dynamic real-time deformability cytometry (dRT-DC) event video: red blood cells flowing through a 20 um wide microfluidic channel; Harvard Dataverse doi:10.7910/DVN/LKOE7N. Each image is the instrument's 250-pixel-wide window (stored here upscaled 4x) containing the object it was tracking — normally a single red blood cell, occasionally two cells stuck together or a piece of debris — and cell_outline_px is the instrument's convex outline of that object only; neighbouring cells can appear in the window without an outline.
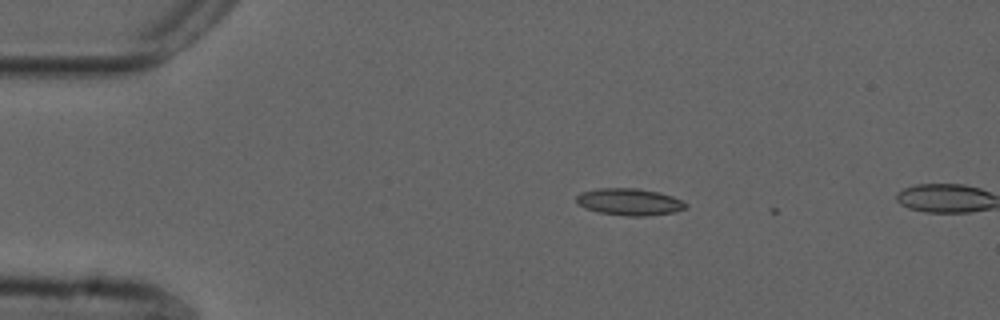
{"species": "common noctule bat (a hibernating species)", "species_latin": "Nyctalus noctula", "temperature_condition": "cold", "stored_images_in_passage": 2, "camera_frame_rate_fps": 3000, "um_per_image_px": 0.085, "animal": {"sex": "male", "forearm_length_mm": 52.5}, "frame": {"image": 1, "passage_image": 1, "time_ms": 0.0, "image_size_px": [1000, 320], "cell_outline_px": [[688, 208], [676, 212], [644, 216], [628, 216], [596, 212], [584, 208], [576, 204], [576, 196], [580, 192], [600, 188], [636, 188], [660, 192], [672, 196], [688, 204]], "centroid_in_image_um": [53.49, 17.16], "position_along_channel_um": 31.5, "area_um2": 17.4}}